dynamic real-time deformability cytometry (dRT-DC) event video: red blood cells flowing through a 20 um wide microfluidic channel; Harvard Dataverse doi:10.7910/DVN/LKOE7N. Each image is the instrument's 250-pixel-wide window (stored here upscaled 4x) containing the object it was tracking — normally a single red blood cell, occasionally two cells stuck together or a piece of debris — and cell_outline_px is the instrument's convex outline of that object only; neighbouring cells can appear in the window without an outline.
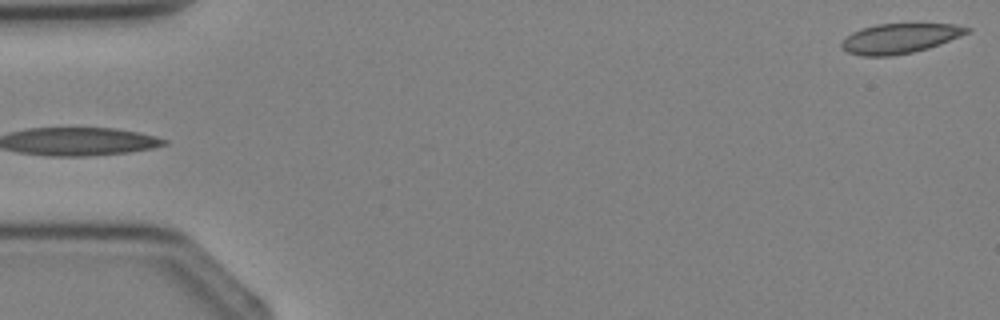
{"species": "Egyptian fruit bat (a non-hibernating species)", "species_latin": "Rousettus aegyptiacus", "temperature_condition": "cold", "stored_images_in_passage": 4, "segment_of_instrument_passage": [2, 2], "camera_frame_rate_fps": 3000, "um_per_image_px": 0.085, "animal": {"sex": "female"}, "frame": {"image": 1, "passage_image": 4, "time_ms": 3.333, "image_size_px": [1000, 320], "cell_outline_px": [[972, 32], [940, 44], [928, 48], [912, 52], [892, 56], [864, 56], [848, 52], [840, 44], [852, 32], [876, 24], [956, 24], [972, 28]], "centroid_in_image_um": [76.55, 3.26], "position_along_channel_um": 8.5, "area_um2": 21.68}}